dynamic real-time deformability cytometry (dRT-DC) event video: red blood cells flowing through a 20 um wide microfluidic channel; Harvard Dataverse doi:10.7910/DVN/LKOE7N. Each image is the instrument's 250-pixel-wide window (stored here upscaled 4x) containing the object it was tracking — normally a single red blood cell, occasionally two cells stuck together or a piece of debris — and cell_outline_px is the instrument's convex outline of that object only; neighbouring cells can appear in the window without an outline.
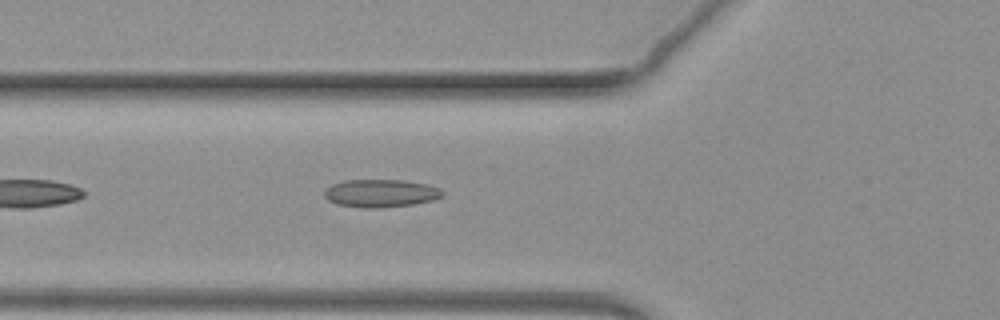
{"species": "common noctule bat (a hibernating species)", "species_latin": "Nyctalus noctula", "temperature_condition": "warm", "stored_images_in_passage": 51, "camera_frame_rate_fps": 3000, "um_per_image_px": 0.085, "animal": {"sex": "female", "body_mass_g": 19.3, "forearm_length_mm": 54.1}, "frame": {"image": 1, "passage_image": 7, "time_ms": 2.0, "image_size_px": [1000, 320], "cell_outline_px": [[444, 196], [432, 200], [412, 204], [380, 208], [364, 208], [336, 204], [328, 200], [324, 196], [324, 192], [332, 184], [344, 180], [404, 180], [428, 184], [440, 188], [444, 192]], "centroid_in_image_um": [32.38, 16.42], "position_along_channel_um": 93.4, "area_um2": 19.25}}
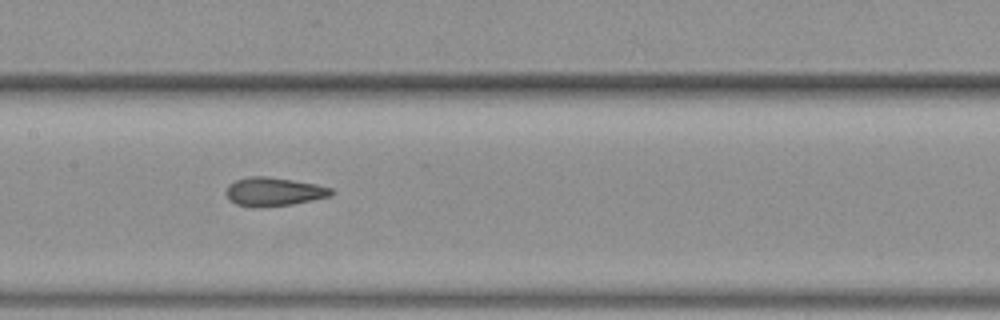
{"frame": {"image": 2, "passage_image": 16, "time_ms": 5.0, "image_size_px": [1000, 320], "cell_outline_px": [[332, 196], [292, 204], [256, 208], [252, 208], [236, 204], [228, 200], [224, 192], [228, 184], [236, 180], [248, 176], [268, 176], [316, 184], [332, 188]], "centroid_in_image_um": [23.21, 16.3], "position_along_channel_um": 184.2, "area_um2": 17.8}}
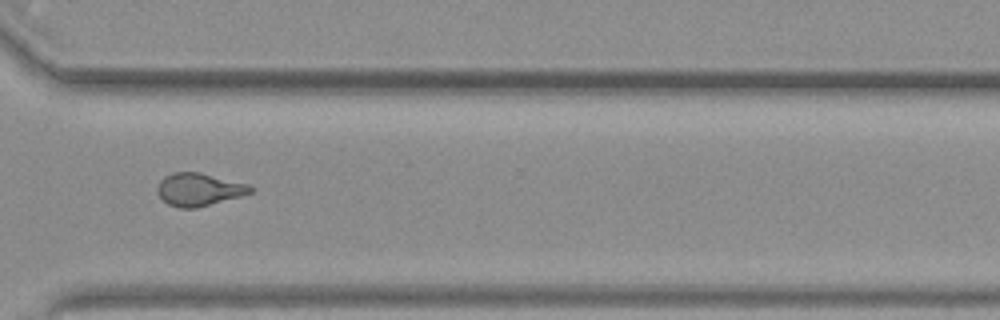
{"frame": {"image": 3, "passage_image": 33, "time_ms": 10.667, "image_size_px": [1000, 320], "cell_outline_px": [[256, 188], [252, 192], [240, 196], [196, 208], [180, 208], [168, 204], [156, 192], [156, 188], [160, 180], [164, 176], [172, 172], [200, 172], [248, 184]], "centroid_in_image_um": [16.9, 16.09], "position_along_channel_um": 353.7, "area_um2": 17.8}}